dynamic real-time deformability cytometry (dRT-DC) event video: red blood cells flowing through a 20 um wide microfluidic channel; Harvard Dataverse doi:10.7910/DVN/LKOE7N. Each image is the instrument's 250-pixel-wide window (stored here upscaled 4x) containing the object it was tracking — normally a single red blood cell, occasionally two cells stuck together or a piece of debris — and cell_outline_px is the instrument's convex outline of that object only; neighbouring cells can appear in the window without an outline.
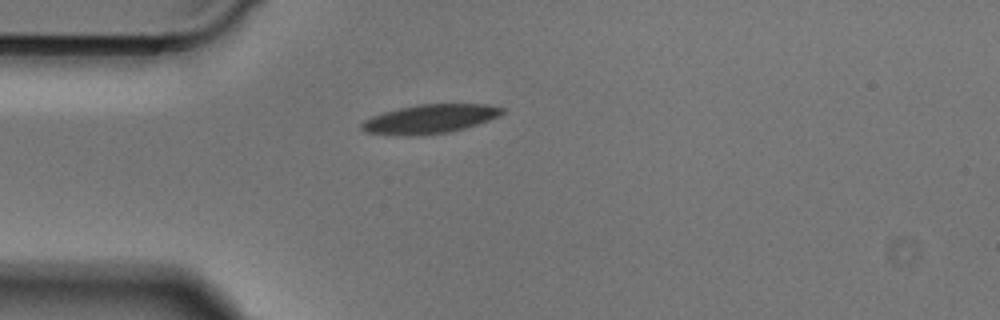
{"species": "Egyptian fruit bat (a non-hibernating species)", "species_latin": "Rousettus aegyptiacus", "temperature_condition": "cold", "stored_images_in_passage": 38, "camera_frame_rate_fps": 3000, "um_per_image_px": 0.085, "animal": {"sex": "male"}, "frame": {"image": 1, "passage_image": 1, "time_ms": 0.0, "image_size_px": [1000, 320], "cell_outline_px": [[504, 112], [500, 116], [464, 128], [448, 132], [412, 136], [404, 136], [364, 132], [360, 128], [360, 124], [364, 120], [372, 116], [384, 112], [400, 108], [420, 104], [488, 104], [504, 108]], "centroid_in_image_um": [36.52, 10.11], "position_along_channel_um": 48.5, "area_um2": 23.64}}
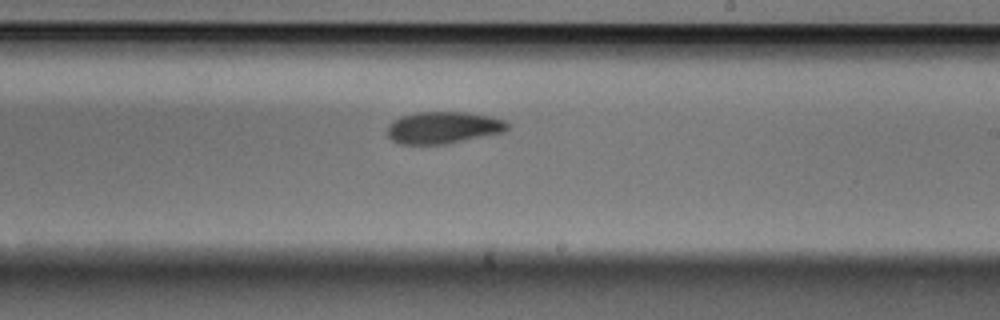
{"frame": {"image": 2, "passage_image": 17, "time_ms": 5.333, "image_size_px": [1000, 320], "cell_outline_px": [[508, 128], [504, 132], [448, 144], [400, 144], [392, 140], [388, 136], [388, 128], [392, 120], [400, 116], [416, 112], [468, 112], [488, 116], [504, 120], [508, 124]], "centroid_in_image_um": [37.66, 10.85], "position_along_channel_um": 251.3, "area_um2": 22.43}}
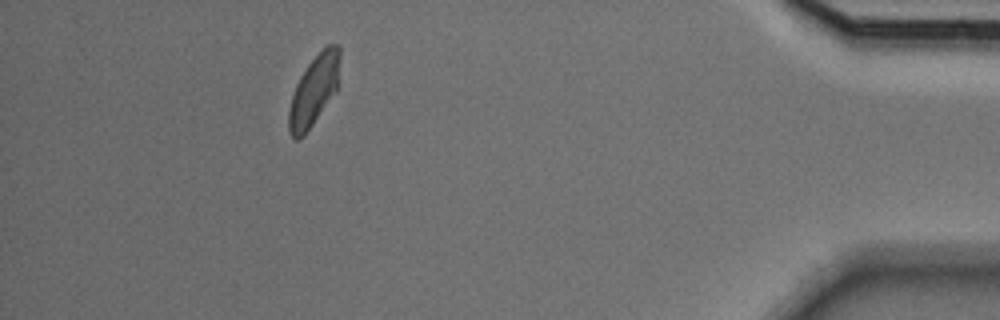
{"frame": {"image": 3, "passage_image": 33, "time_ms": 10.667, "image_size_px": [1000, 320], "cell_outline_px": [[340, 56], [336, 92], [304, 136], [300, 140], [296, 140], [288, 132], [288, 112], [292, 96], [296, 84], [300, 76], [308, 64], [328, 44], [340, 44]], "centroid_in_image_um": [26.68, 7.72], "position_along_channel_um": 408.5, "area_um2": 20.81}}